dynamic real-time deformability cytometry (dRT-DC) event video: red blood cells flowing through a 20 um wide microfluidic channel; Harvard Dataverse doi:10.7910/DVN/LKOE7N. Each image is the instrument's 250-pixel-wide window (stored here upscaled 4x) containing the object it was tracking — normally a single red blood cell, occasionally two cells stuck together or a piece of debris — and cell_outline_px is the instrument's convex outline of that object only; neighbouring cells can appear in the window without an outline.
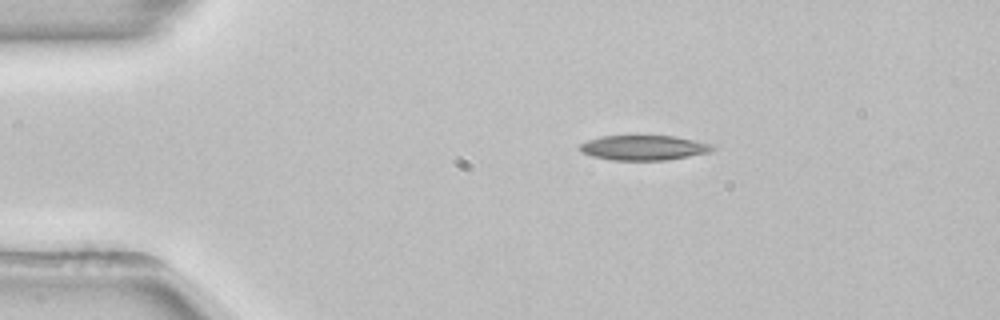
{"species": "common noctule bat (a hibernating species)", "species_latin": "Nyctalus noctula", "temperature_condition": "room temperature", "stored_images_in_passage": 39, "camera_frame_rate_fps": 3000, "um_per_image_px": 0.085, "animal": {"sex": "female", "body_mass_g": 22.7, "forearm_length_mm": 54.2}, "frame": {"image": 1, "passage_image": 1, "time_ms": 0.0, "image_size_px": [1000, 320], "cell_outline_px": [[716, 148], [712, 152], [664, 160], [612, 160], [592, 156], [584, 152], [580, 148], [580, 144], [588, 140], [600, 136], [676, 136], [712, 144]], "centroid_in_image_um": [54.76, 12.55], "position_along_channel_um": 30.2, "area_um2": 19.13}}
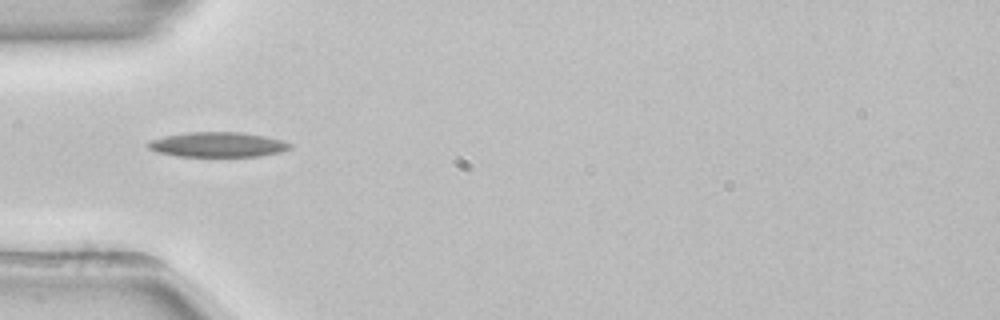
{"frame": {"image": 2, "passage_image": 8, "time_ms": 2.333, "image_size_px": [1000, 320], "cell_outline_px": [[292, 148], [280, 152], [260, 156], [176, 156], [156, 152], [148, 148], [144, 144], [152, 140], [164, 136], [188, 132], [244, 132], [264, 136], [280, 140], [292, 144]], "centroid_in_image_um": [18.48, 12.29], "position_along_channel_um": 66.5, "area_um2": 20.63}, "authors_computed_cell_mechanics": {"area_um2": 19.1318, "velocity_mm_per_s": 3.8668, "shape_relaxation_time_tau1_ms": 4.5674, "shape_relaxation_time_tau2_ms": null, "deformation_change_tau1": 0.1246, "deformation_change_tau2": null}}